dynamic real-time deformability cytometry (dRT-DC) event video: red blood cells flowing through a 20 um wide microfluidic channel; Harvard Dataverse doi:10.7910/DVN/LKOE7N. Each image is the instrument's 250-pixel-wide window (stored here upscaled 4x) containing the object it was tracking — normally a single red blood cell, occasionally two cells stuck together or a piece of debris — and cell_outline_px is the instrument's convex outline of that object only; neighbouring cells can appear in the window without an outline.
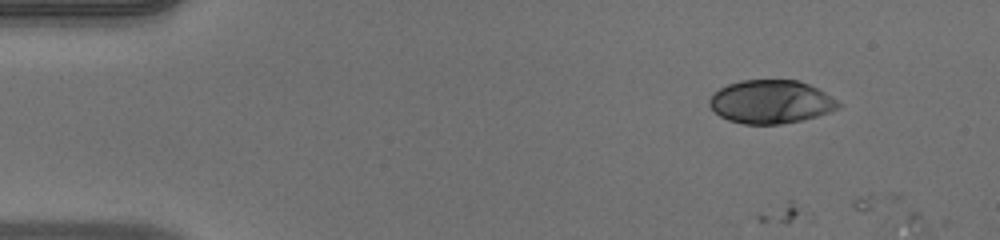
{"species": "human", "species_latin": "Homo sapiens", "temperature_condition": "warm", "stored_images_in_passage": 7, "camera_frame_rate_fps": 3000, "um_per_image_px": 0.085, "donor": {"sex": "male"}, "frame": {"image": 1, "passage_image": 2, "time_ms": 0.333, "image_size_px": [1000, 240], "cell_outline_px": [[844, 104], [840, 108], [816, 116], [800, 120], [780, 124], [744, 124], [728, 120], [720, 116], [708, 104], [708, 100], [712, 92], [728, 84], [740, 80], [796, 80], [808, 84], [824, 92]], "centroid_in_image_um": [65.51, 8.65], "position_along_channel_um": 19.5, "area_um2": 32.6}}